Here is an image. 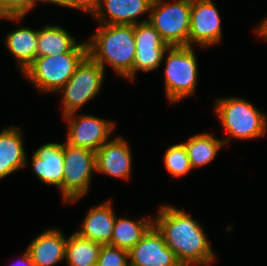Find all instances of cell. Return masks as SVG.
I'll return each mask as SVG.
<instances>
[{
    "label": "cell",
    "instance_id": "f1b7e54d",
    "mask_svg": "<svg viewBox=\"0 0 267 266\" xmlns=\"http://www.w3.org/2000/svg\"><path fill=\"white\" fill-rule=\"evenodd\" d=\"M17 261L19 262L15 263L14 266H35L26 250L22 257L19 260L17 259Z\"/></svg>",
    "mask_w": 267,
    "mask_h": 266
},
{
    "label": "cell",
    "instance_id": "7402d4cb",
    "mask_svg": "<svg viewBox=\"0 0 267 266\" xmlns=\"http://www.w3.org/2000/svg\"><path fill=\"white\" fill-rule=\"evenodd\" d=\"M152 225L153 219L150 217H142L135 220L126 217H116L112 232L111 246L129 251L141 240L142 236Z\"/></svg>",
    "mask_w": 267,
    "mask_h": 266
},
{
    "label": "cell",
    "instance_id": "5bb4252c",
    "mask_svg": "<svg viewBox=\"0 0 267 266\" xmlns=\"http://www.w3.org/2000/svg\"><path fill=\"white\" fill-rule=\"evenodd\" d=\"M153 0H98V9L93 18L99 24L136 25L149 21L138 20L145 13L150 15Z\"/></svg>",
    "mask_w": 267,
    "mask_h": 266
},
{
    "label": "cell",
    "instance_id": "e0dca14e",
    "mask_svg": "<svg viewBox=\"0 0 267 266\" xmlns=\"http://www.w3.org/2000/svg\"><path fill=\"white\" fill-rule=\"evenodd\" d=\"M116 215L111 200L96 205L87 211L77 233L80 237L101 245H111Z\"/></svg>",
    "mask_w": 267,
    "mask_h": 266
},
{
    "label": "cell",
    "instance_id": "7a4b0ae2",
    "mask_svg": "<svg viewBox=\"0 0 267 266\" xmlns=\"http://www.w3.org/2000/svg\"><path fill=\"white\" fill-rule=\"evenodd\" d=\"M87 40L88 55L104 70L111 66L119 77L133 82L135 58L134 25L98 24Z\"/></svg>",
    "mask_w": 267,
    "mask_h": 266
},
{
    "label": "cell",
    "instance_id": "4316f807",
    "mask_svg": "<svg viewBox=\"0 0 267 266\" xmlns=\"http://www.w3.org/2000/svg\"><path fill=\"white\" fill-rule=\"evenodd\" d=\"M45 3L80 10L93 17L98 9V0H45Z\"/></svg>",
    "mask_w": 267,
    "mask_h": 266
},
{
    "label": "cell",
    "instance_id": "7c38bea8",
    "mask_svg": "<svg viewBox=\"0 0 267 266\" xmlns=\"http://www.w3.org/2000/svg\"><path fill=\"white\" fill-rule=\"evenodd\" d=\"M128 254L130 266H183L154 225Z\"/></svg>",
    "mask_w": 267,
    "mask_h": 266
},
{
    "label": "cell",
    "instance_id": "ffe728a7",
    "mask_svg": "<svg viewBox=\"0 0 267 266\" xmlns=\"http://www.w3.org/2000/svg\"><path fill=\"white\" fill-rule=\"evenodd\" d=\"M5 39L6 48L16 58L23 73L37 57L38 30L20 27L9 32Z\"/></svg>",
    "mask_w": 267,
    "mask_h": 266
},
{
    "label": "cell",
    "instance_id": "83f0119b",
    "mask_svg": "<svg viewBox=\"0 0 267 266\" xmlns=\"http://www.w3.org/2000/svg\"><path fill=\"white\" fill-rule=\"evenodd\" d=\"M256 35L267 41V16L255 27Z\"/></svg>",
    "mask_w": 267,
    "mask_h": 266
},
{
    "label": "cell",
    "instance_id": "44dd1931",
    "mask_svg": "<svg viewBox=\"0 0 267 266\" xmlns=\"http://www.w3.org/2000/svg\"><path fill=\"white\" fill-rule=\"evenodd\" d=\"M185 146L192 169L200 168L215 160L225 145L224 140L209 133H199L182 142Z\"/></svg>",
    "mask_w": 267,
    "mask_h": 266
},
{
    "label": "cell",
    "instance_id": "5b68a950",
    "mask_svg": "<svg viewBox=\"0 0 267 266\" xmlns=\"http://www.w3.org/2000/svg\"><path fill=\"white\" fill-rule=\"evenodd\" d=\"M88 52H66L52 56H37L23 76L43 93H58L75 72Z\"/></svg>",
    "mask_w": 267,
    "mask_h": 266
},
{
    "label": "cell",
    "instance_id": "30bf717a",
    "mask_svg": "<svg viewBox=\"0 0 267 266\" xmlns=\"http://www.w3.org/2000/svg\"><path fill=\"white\" fill-rule=\"evenodd\" d=\"M222 40L221 16L212 0H191L189 46L210 47Z\"/></svg>",
    "mask_w": 267,
    "mask_h": 266
},
{
    "label": "cell",
    "instance_id": "d4e9b609",
    "mask_svg": "<svg viewBox=\"0 0 267 266\" xmlns=\"http://www.w3.org/2000/svg\"><path fill=\"white\" fill-rule=\"evenodd\" d=\"M39 2L45 3V0H0V19L22 21Z\"/></svg>",
    "mask_w": 267,
    "mask_h": 266
},
{
    "label": "cell",
    "instance_id": "4fadbf2b",
    "mask_svg": "<svg viewBox=\"0 0 267 266\" xmlns=\"http://www.w3.org/2000/svg\"><path fill=\"white\" fill-rule=\"evenodd\" d=\"M96 172L129 180L132 172V153L123 137H113L95 152Z\"/></svg>",
    "mask_w": 267,
    "mask_h": 266
},
{
    "label": "cell",
    "instance_id": "d6986e66",
    "mask_svg": "<svg viewBox=\"0 0 267 266\" xmlns=\"http://www.w3.org/2000/svg\"><path fill=\"white\" fill-rule=\"evenodd\" d=\"M60 25L47 24L38 30L37 56H52L66 52H88L86 42H80Z\"/></svg>",
    "mask_w": 267,
    "mask_h": 266
},
{
    "label": "cell",
    "instance_id": "6da1fadb",
    "mask_svg": "<svg viewBox=\"0 0 267 266\" xmlns=\"http://www.w3.org/2000/svg\"><path fill=\"white\" fill-rule=\"evenodd\" d=\"M153 225L183 266H210L215 252L200 222L172 205H162Z\"/></svg>",
    "mask_w": 267,
    "mask_h": 266
},
{
    "label": "cell",
    "instance_id": "8fae6325",
    "mask_svg": "<svg viewBox=\"0 0 267 266\" xmlns=\"http://www.w3.org/2000/svg\"><path fill=\"white\" fill-rule=\"evenodd\" d=\"M135 58L133 81L139 71L150 72L159 68L169 48L159 32L148 21L134 25Z\"/></svg>",
    "mask_w": 267,
    "mask_h": 266
},
{
    "label": "cell",
    "instance_id": "52a82bcc",
    "mask_svg": "<svg viewBox=\"0 0 267 266\" xmlns=\"http://www.w3.org/2000/svg\"><path fill=\"white\" fill-rule=\"evenodd\" d=\"M105 70L87 55L77 66L62 93L63 116L78 110L98 95L104 82Z\"/></svg>",
    "mask_w": 267,
    "mask_h": 266
},
{
    "label": "cell",
    "instance_id": "603a6c76",
    "mask_svg": "<svg viewBox=\"0 0 267 266\" xmlns=\"http://www.w3.org/2000/svg\"><path fill=\"white\" fill-rule=\"evenodd\" d=\"M101 244L80 237L77 233L67 237L65 261L68 266H91L97 264Z\"/></svg>",
    "mask_w": 267,
    "mask_h": 266
},
{
    "label": "cell",
    "instance_id": "484cf974",
    "mask_svg": "<svg viewBox=\"0 0 267 266\" xmlns=\"http://www.w3.org/2000/svg\"><path fill=\"white\" fill-rule=\"evenodd\" d=\"M98 266H130L128 251L111 245H102L97 260Z\"/></svg>",
    "mask_w": 267,
    "mask_h": 266
},
{
    "label": "cell",
    "instance_id": "2e32d148",
    "mask_svg": "<svg viewBox=\"0 0 267 266\" xmlns=\"http://www.w3.org/2000/svg\"><path fill=\"white\" fill-rule=\"evenodd\" d=\"M66 243L62 231L49 228L32 239L26 251L35 266H53L65 260Z\"/></svg>",
    "mask_w": 267,
    "mask_h": 266
},
{
    "label": "cell",
    "instance_id": "cb8c5ba5",
    "mask_svg": "<svg viewBox=\"0 0 267 266\" xmlns=\"http://www.w3.org/2000/svg\"><path fill=\"white\" fill-rule=\"evenodd\" d=\"M163 158L164 166L173 178L187 175L192 170L188 153L183 143L170 146Z\"/></svg>",
    "mask_w": 267,
    "mask_h": 266
},
{
    "label": "cell",
    "instance_id": "9a60e30c",
    "mask_svg": "<svg viewBox=\"0 0 267 266\" xmlns=\"http://www.w3.org/2000/svg\"><path fill=\"white\" fill-rule=\"evenodd\" d=\"M32 169L41 182L58 187L62 192L64 144L45 143L33 153Z\"/></svg>",
    "mask_w": 267,
    "mask_h": 266
},
{
    "label": "cell",
    "instance_id": "ba28073f",
    "mask_svg": "<svg viewBox=\"0 0 267 266\" xmlns=\"http://www.w3.org/2000/svg\"><path fill=\"white\" fill-rule=\"evenodd\" d=\"M96 172L95 151L64 143L62 199L74 203L86 196Z\"/></svg>",
    "mask_w": 267,
    "mask_h": 266
},
{
    "label": "cell",
    "instance_id": "9c48e42d",
    "mask_svg": "<svg viewBox=\"0 0 267 266\" xmlns=\"http://www.w3.org/2000/svg\"><path fill=\"white\" fill-rule=\"evenodd\" d=\"M76 112L63 116L67 123L66 142L75 147L97 151L110 140L115 122L94 115H76Z\"/></svg>",
    "mask_w": 267,
    "mask_h": 266
},
{
    "label": "cell",
    "instance_id": "8992f818",
    "mask_svg": "<svg viewBox=\"0 0 267 266\" xmlns=\"http://www.w3.org/2000/svg\"><path fill=\"white\" fill-rule=\"evenodd\" d=\"M191 0H153L149 22L169 47L189 46Z\"/></svg>",
    "mask_w": 267,
    "mask_h": 266
},
{
    "label": "cell",
    "instance_id": "277c9868",
    "mask_svg": "<svg viewBox=\"0 0 267 266\" xmlns=\"http://www.w3.org/2000/svg\"><path fill=\"white\" fill-rule=\"evenodd\" d=\"M195 55L192 46H173L165 51V96L170 104L195 93L198 82V63Z\"/></svg>",
    "mask_w": 267,
    "mask_h": 266
},
{
    "label": "cell",
    "instance_id": "ac0fdd59",
    "mask_svg": "<svg viewBox=\"0 0 267 266\" xmlns=\"http://www.w3.org/2000/svg\"><path fill=\"white\" fill-rule=\"evenodd\" d=\"M22 132L18 126H10L0 131V179L29 164Z\"/></svg>",
    "mask_w": 267,
    "mask_h": 266
},
{
    "label": "cell",
    "instance_id": "3957f363",
    "mask_svg": "<svg viewBox=\"0 0 267 266\" xmlns=\"http://www.w3.org/2000/svg\"><path fill=\"white\" fill-rule=\"evenodd\" d=\"M214 111L228 136L223 138L225 145L232 139L261 138L267 132V115L244 98H216Z\"/></svg>",
    "mask_w": 267,
    "mask_h": 266
}]
</instances>
